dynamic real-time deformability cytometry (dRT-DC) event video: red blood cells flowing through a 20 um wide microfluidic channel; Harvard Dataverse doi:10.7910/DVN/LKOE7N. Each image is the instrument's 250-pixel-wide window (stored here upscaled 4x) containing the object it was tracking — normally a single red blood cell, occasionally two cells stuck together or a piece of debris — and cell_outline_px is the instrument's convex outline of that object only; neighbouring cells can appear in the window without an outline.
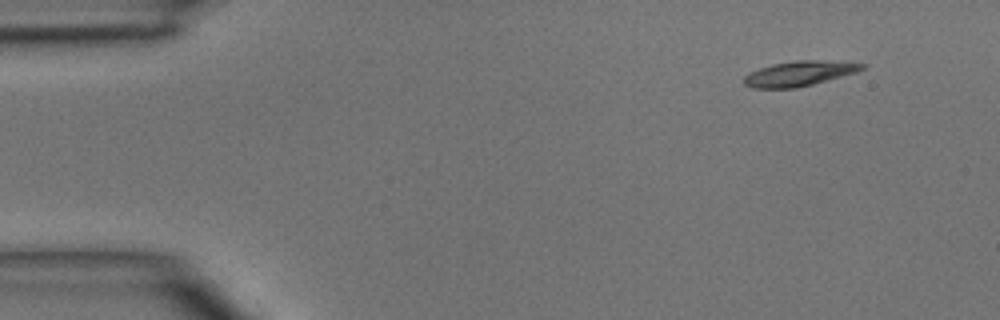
{"species": "common noctule bat (a hibernating species)", "species_latin": "Nyctalus noctula", "temperature_condition": "room temperature", "stored_images_in_passage": 4, "camera_frame_rate_fps": 3000, "um_per_image_px": 0.085, "animal": {"sex": "male", "body_mass_g": 15.6}, "frame": {"image": 1, "passage_image": 1, "time_ms": 0.0, "image_size_px": [1000, 320], "cell_outline_px": [[868, 64], [864, 68], [856, 72], [812, 84], [796, 88], [752, 88], [744, 84], [744, 76], [748, 72], [772, 64], [796, 60], [816, 60]], "centroid_in_image_um": [67.89, 6.25], "position_along_channel_um": 17.1, "area_um2": 16.99}}